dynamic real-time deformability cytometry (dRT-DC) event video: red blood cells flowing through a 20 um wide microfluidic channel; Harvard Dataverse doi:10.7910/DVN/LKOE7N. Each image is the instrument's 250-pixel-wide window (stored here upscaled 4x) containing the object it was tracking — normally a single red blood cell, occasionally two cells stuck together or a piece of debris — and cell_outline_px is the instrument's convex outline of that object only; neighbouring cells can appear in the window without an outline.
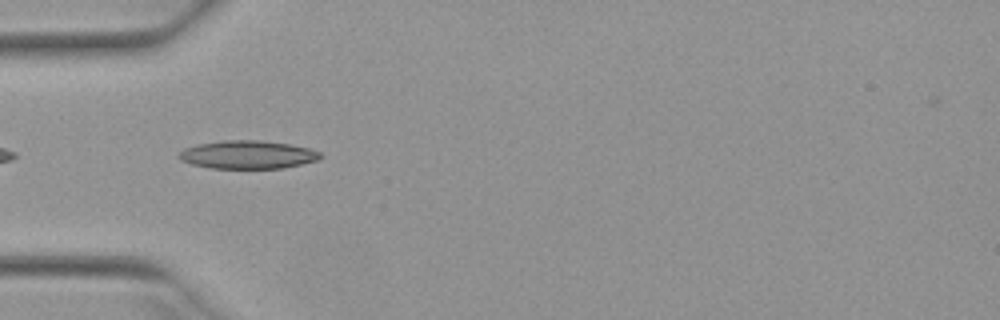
{"species": "Egyptian fruit bat (a non-hibernating species)", "species_latin": "Rousettus aegyptiacus", "temperature_condition": "warm", "stored_images_in_passage": 6, "camera_frame_rate_fps": 3000, "um_per_image_px": 0.085, "animal": {"sex": "female"}, "frame": {"image": 1, "passage_image": 2, "time_ms": 0.333, "image_size_px": [1000, 320], "cell_outline_px": [[324, 156], [316, 160], [284, 168], [212, 168], [192, 164], [180, 160], [176, 156], [184, 148], [196, 144], [220, 140], [260, 140], [292, 144], [308, 148], [320, 152]], "centroid_in_image_um": [21.03, 13.13], "position_along_channel_um": 64.0, "area_um2": 23.35}}